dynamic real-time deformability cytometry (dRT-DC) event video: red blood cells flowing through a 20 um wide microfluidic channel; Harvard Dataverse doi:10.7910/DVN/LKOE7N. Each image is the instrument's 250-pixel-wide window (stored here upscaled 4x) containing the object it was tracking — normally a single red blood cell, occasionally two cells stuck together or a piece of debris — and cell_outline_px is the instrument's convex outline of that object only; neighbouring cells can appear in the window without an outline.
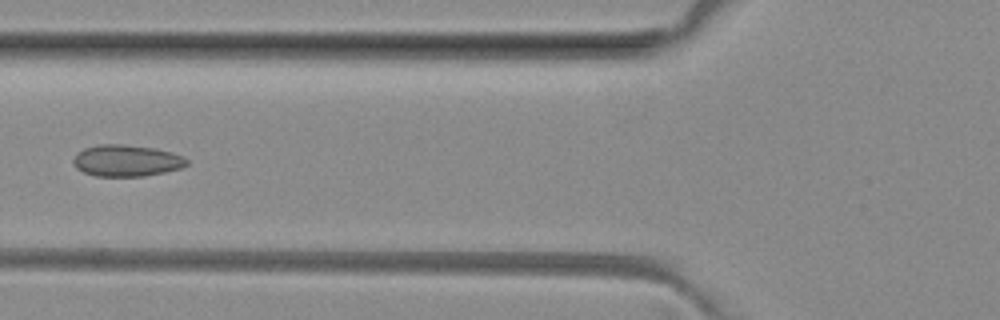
{"species": "common noctule bat (a hibernating species)", "species_latin": "Nyctalus noctula", "temperature_condition": "room temperature", "stored_images_in_passage": 5, "camera_frame_rate_fps": 3000, "um_per_image_px": 0.085, "animal": {"sex": "female", "body_mass_g": 29.2, "forearm_length_mm": 56.3}, "frame": {"image": 1, "passage_image": 5, "time_ms": 6.0, "image_size_px": [1000, 320], "cell_outline_px": [[188, 164], [180, 168], [164, 172], [144, 176], [96, 176], [84, 172], [76, 168], [72, 160], [76, 152], [84, 148], [100, 144], [120, 144], [152, 148], [172, 152], [184, 156], [188, 160]], "centroid_in_image_um": [10.74, 13.65], "position_along_channel_um": 115.1, "area_um2": 20.87}}